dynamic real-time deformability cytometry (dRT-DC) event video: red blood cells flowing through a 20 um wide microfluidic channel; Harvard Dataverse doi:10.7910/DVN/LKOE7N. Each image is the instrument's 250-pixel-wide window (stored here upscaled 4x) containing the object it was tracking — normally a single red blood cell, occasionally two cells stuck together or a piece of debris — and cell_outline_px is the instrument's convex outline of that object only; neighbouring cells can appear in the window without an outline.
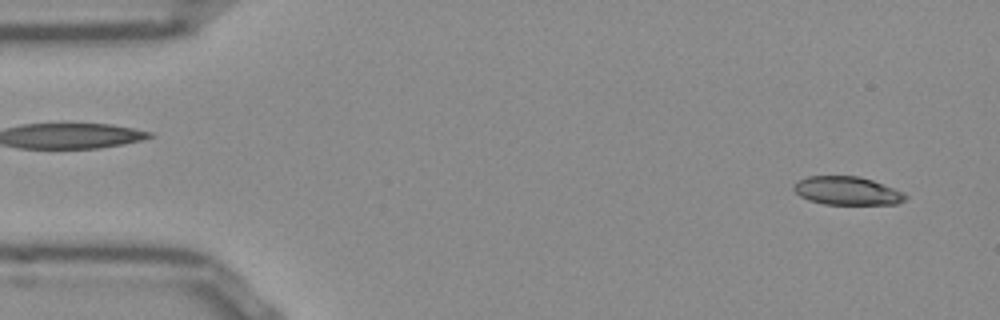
{"species": "Egyptian fruit bat (a non-hibernating species)", "species_latin": "Rousettus aegyptiacus", "temperature_condition": "room temperature", "stored_images_in_passage": 51, "camera_frame_rate_fps": 3000, "um_per_image_px": 0.085, "frame": {"image": 1, "passage_image": 3, "time_ms": 0.667, "image_size_px": [1000, 320], "cell_outline_px": [[908, 196], [904, 200], [896, 204], [824, 204], [808, 200], [800, 196], [792, 188], [800, 180], [808, 176], [860, 176], [872, 180], [904, 192]], "centroid_in_image_um": [72.02, 16.22], "position_along_channel_um": 13.0, "area_um2": 18.32}}
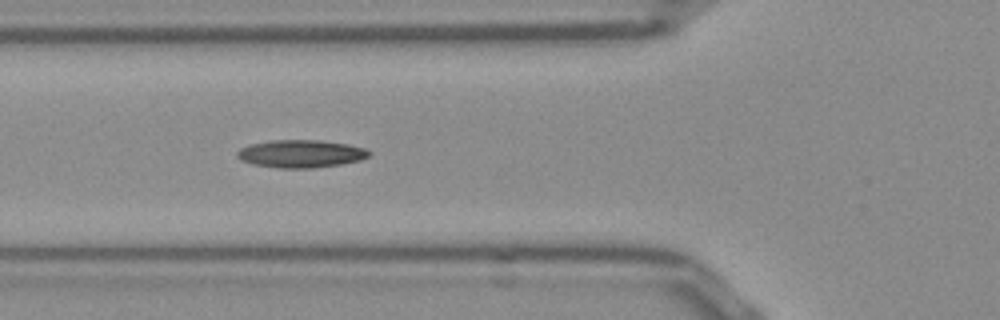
{"frame": {"image": 2, "passage_image": 18, "time_ms": 5.667, "image_size_px": [1000, 320], "cell_outline_px": [[372, 152], [368, 156], [360, 160], [340, 164], [312, 168], [276, 168], [252, 164], [240, 160], [236, 156], [236, 152], [240, 148], [248, 144], [272, 140], [320, 140], [348, 144], [364, 148]], "centroid_in_image_um": [25.53, 13.06], "position_along_channel_um": 100.3, "area_um2": 21.44}}
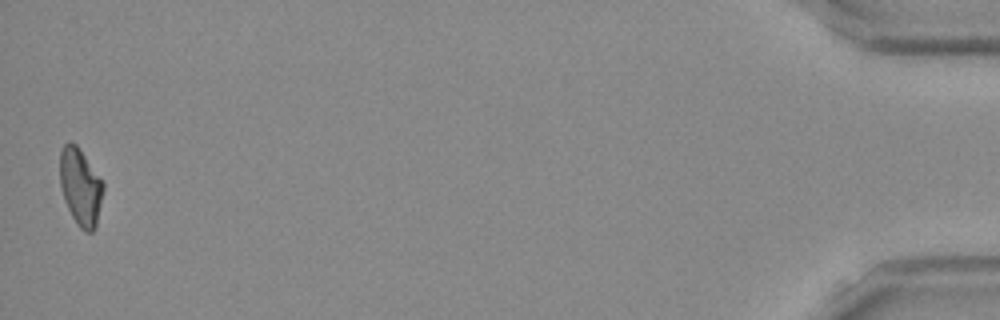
{"frame": {"image": 3, "passage_image": 51, "time_ms": 16.667, "image_size_px": [1000, 320], "cell_outline_px": [[104, 188], [96, 224], [92, 232], [84, 232], [76, 224], [64, 200], [60, 184], [60, 152], [64, 144], [68, 140], [76, 144], [104, 184]], "centroid_in_image_um": [6.82, 15.89], "position_along_channel_um": 428.4, "area_um2": 19.25}, "authors_computed_cell_mechanics": {"area_um2": 19.652, "velocity_mm_per_s": 3.8739, "shape_relaxation_time_tau1_ms": null, "shape_relaxation_time_tau2_ms": 10.0066, "deformation_change_tau1": null, "deformation_change_tau2": 0.1983}}